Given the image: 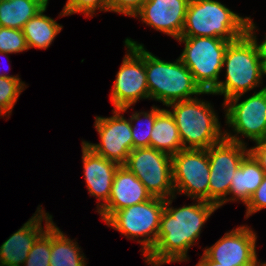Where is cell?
<instances>
[{
    "mask_svg": "<svg viewBox=\"0 0 266 266\" xmlns=\"http://www.w3.org/2000/svg\"><path fill=\"white\" fill-rule=\"evenodd\" d=\"M173 198L175 196L165 199L157 242L145 256L146 263L152 266L185 261L187 251L200 236L202 226L218 208L213 203L197 200L198 203L193 205L174 209L169 207Z\"/></svg>",
    "mask_w": 266,
    "mask_h": 266,
    "instance_id": "1",
    "label": "cell"
},
{
    "mask_svg": "<svg viewBox=\"0 0 266 266\" xmlns=\"http://www.w3.org/2000/svg\"><path fill=\"white\" fill-rule=\"evenodd\" d=\"M255 24L250 23V30L241 38L230 42L226 48L223 67L226 65V80L219 81L212 94L224 95V102L242 96L254 87H258L262 75L266 74L265 60L261 44L254 35Z\"/></svg>",
    "mask_w": 266,
    "mask_h": 266,
    "instance_id": "2",
    "label": "cell"
},
{
    "mask_svg": "<svg viewBox=\"0 0 266 266\" xmlns=\"http://www.w3.org/2000/svg\"><path fill=\"white\" fill-rule=\"evenodd\" d=\"M250 17H240L215 0H190L181 37H215L233 42L250 30Z\"/></svg>",
    "mask_w": 266,
    "mask_h": 266,
    "instance_id": "3",
    "label": "cell"
},
{
    "mask_svg": "<svg viewBox=\"0 0 266 266\" xmlns=\"http://www.w3.org/2000/svg\"><path fill=\"white\" fill-rule=\"evenodd\" d=\"M145 71L149 99L161 101L166 106L194 99L192 95L212 94L201 90L180 58L173 63L165 62L145 50Z\"/></svg>",
    "mask_w": 266,
    "mask_h": 266,
    "instance_id": "4",
    "label": "cell"
},
{
    "mask_svg": "<svg viewBox=\"0 0 266 266\" xmlns=\"http://www.w3.org/2000/svg\"><path fill=\"white\" fill-rule=\"evenodd\" d=\"M171 106L184 149H208L225 138L210 103L195 97L168 105Z\"/></svg>",
    "mask_w": 266,
    "mask_h": 266,
    "instance_id": "5",
    "label": "cell"
},
{
    "mask_svg": "<svg viewBox=\"0 0 266 266\" xmlns=\"http://www.w3.org/2000/svg\"><path fill=\"white\" fill-rule=\"evenodd\" d=\"M185 47L180 60L192 73L203 92H212L219 83V73L230 41L215 37H180Z\"/></svg>",
    "mask_w": 266,
    "mask_h": 266,
    "instance_id": "6",
    "label": "cell"
},
{
    "mask_svg": "<svg viewBox=\"0 0 266 266\" xmlns=\"http://www.w3.org/2000/svg\"><path fill=\"white\" fill-rule=\"evenodd\" d=\"M164 209L165 199L152 197L143 203L115 211L105 223L127 238L144 237L138 242L143 245V255L146 256L157 242L160 217Z\"/></svg>",
    "mask_w": 266,
    "mask_h": 266,
    "instance_id": "7",
    "label": "cell"
},
{
    "mask_svg": "<svg viewBox=\"0 0 266 266\" xmlns=\"http://www.w3.org/2000/svg\"><path fill=\"white\" fill-rule=\"evenodd\" d=\"M127 53L116 74L111 101L114 109L125 112L139 99L149 98V91L145 71V49L143 44L125 39Z\"/></svg>",
    "mask_w": 266,
    "mask_h": 266,
    "instance_id": "8",
    "label": "cell"
},
{
    "mask_svg": "<svg viewBox=\"0 0 266 266\" xmlns=\"http://www.w3.org/2000/svg\"><path fill=\"white\" fill-rule=\"evenodd\" d=\"M146 187L152 197L175 196L172 180V156L144 147L132 149L124 164Z\"/></svg>",
    "mask_w": 266,
    "mask_h": 266,
    "instance_id": "9",
    "label": "cell"
},
{
    "mask_svg": "<svg viewBox=\"0 0 266 266\" xmlns=\"http://www.w3.org/2000/svg\"><path fill=\"white\" fill-rule=\"evenodd\" d=\"M240 95L227 100L226 123L233 128L235 135L225 133V138L245 144L237 134L259 142L266 139V87L238 103Z\"/></svg>",
    "mask_w": 266,
    "mask_h": 266,
    "instance_id": "10",
    "label": "cell"
},
{
    "mask_svg": "<svg viewBox=\"0 0 266 266\" xmlns=\"http://www.w3.org/2000/svg\"><path fill=\"white\" fill-rule=\"evenodd\" d=\"M210 164L207 149H182L172 155L174 190L209 202Z\"/></svg>",
    "mask_w": 266,
    "mask_h": 266,
    "instance_id": "11",
    "label": "cell"
},
{
    "mask_svg": "<svg viewBox=\"0 0 266 266\" xmlns=\"http://www.w3.org/2000/svg\"><path fill=\"white\" fill-rule=\"evenodd\" d=\"M246 149L245 144L226 138L207 149L210 164L209 203L218 208L226 203L231 179L242 160L249 154Z\"/></svg>",
    "mask_w": 266,
    "mask_h": 266,
    "instance_id": "12",
    "label": "cell"
},
{
    "mask_svg": "<svg viewBox=\"0 0 266 266\" xmlns=\"http://www.w3.org/2000/svg\"><path fill=\"white\" fill-rule=\"evenodd\" d=\"M121 112V109H115L114 115L109 118L96 116L95 128L100 135L101 143L83 142L97 155L124 165L133 149V137L131 121L126 120Z\"/></svg>",
    "mask_w": 266,
    "mask_h": 266,
    "instance_id": "13",
    "label": "cell"
},
{
    "mask_svg": "<svg viewBox=\"0 0 266 266\" xmlns=\"http://www.w3.org/2000/svg\"><path fill=\"white\" fill-rule=\"evenodd\" d=\"M256 233L241 226L225 233L212 247L204 250L211 260L222 265L247 266L257 259Z\"/></svg>",
    "mask_w": 266,
    "mask_h": 266,
    "instance_id": "14",
    "label": "cell"
},
{
    "mask_svg": "<svg viewBox=\"0 0 266 266\" xmlns=\"http://www.w3.org/2000/svg\"><path fill=\"white\" fill-rule=\"evenodd\" d=\"M189 1L146 0L133 17H140L147 25L178 39L183 31Z\"/></svg>",
    "mask_w": 266,
    "mask_h": 266,
    "instance_id": "15",
    "label": "cell"
},
{
    "mask_svg": "<svg viewBox=\"0 0 266 266\" xmlns=\"http://www.w3.org/2000/svg\"><path fill=\"white\" fill-rule=\"evenodd\" d=\"M143 183L124 165H120L115 173L108 202L98 213L106 221L115 211L151 199Z\"/></svg>",
    "mask_w": 266,
    "mask_h": 266,
    "instance_id": "16",
    "label": "cell"
},
{
    "mask_svg": "<svg viewBox=\"0 0 266 266\" xmlns=\"http://www.w3.org/2000/svg\"><path fill=\"white\" fill-rule=\"evenodd\" d=\"M36 212L0 246V266H20L25 263L34 242L45 231L41 227V222L46 219L45 210L38 207Z\"/></svg>",
    "mask_w": 266,
    "mask_h": 266,
    "instance_id": "17",
    "label": "cell"
},
{
    "mask_svg": "<svg viewBox=\"0 0 266 266\" xmlns=\"http://www.w3.org/2000/svg\"><path fill=\"white\" fill-rule=\"evenodd\" d=\"M82 160L86 186L91 196H96L104 203L97 205L98 211L105 205L109 198L115 173L120 166L118 163L108 160L94 153L82 142Z\"/></svg>",
    "mask_w": 266,
    "mask_h": 266,
    "instance_id": "18",
    "label": "cell"
},
{
    "mask_svg": "<svg viewBox=\"0 0 266 266\" xmlns=\"http://www.w3.org/2000/svg\"><path fill=\"white\" fill-rule=\"evenodd\" d=\"M264 172L256 159L249 153L241 162L239 168L231 179L229 194L232 198L227 201L241 200L244 204L248 202L251 195L257 190L264 179Z\"/></svg>",
    "mask_w": 266,
    "mask_h": 266,
    "instance_id": "19",
    "label": "cell"
},
{
    "mask_svg": "<svg viewBox=\"0 0 266 266\" xmlns=\"http://www.w3.org/2000/svg\"><path fill=\"white\" fill-rule=\"evenodd\" d=\"M150 147L171 156L184 149L178 127L170 110L163 109L156 116L151 131Z\"/></svg>",
    "mask_w": 266,
    "mask_h": 266,
    "instance_id": "20",
    "label": "cell"
},
{
    "mask_svg": "<svg viewBox=\"0 0 266 266\" xmlns=\"http://www.w3.org/2000/svg\"><path fill=\"white\" fill-rule=\"evenodd\" d=\"M46 8L47 5L28 20L22 29L28 48L47 49L62 29L54 19L43 14Z\"/></svg>",
    "mask_w": 266,
    "mask_h": 266,
    "instance_id": "21",
    "label": "cell"
},
{
    "mask_svg": "<svg viewBox=\"0 0 266 266\" xmlns=\"http://www.w3.org/2000/svg\"><path fill=\"white\" fill-rule=\"evenodd\" d=\"M46 4L42 0H11L0 2V26L23 29L28 20Z\"/></svg>",
    "mask_w": 266,
    "mask_h": 266,
    "instance_id": "22",
    "label": "cell"
},
{
    "mask_svg": "<svg viewBox=\"0 0 266 266\" xmlns=\"http://www.w3.org/2000/svg\"><path fill=\"white\" fill-rule=\"evenodd\" d=\"M80 250L77 243L66 237L54 222L51 224L50 266H86Z\"/></svg>",
    "mask_w": 266,
    "mask_h": 266,
    "instance_id": "23",
    "label": "cell"
},
{
    "mask_svg": "<svg viewBox=\"0 0 266 266\" xmlns=\"http://www.w3.org/2000/svg\"><path fill=\"white\" fill-rule=\"evenodd\" d=\"M45 231L34 242L25 266H50L52 215L46 213Z\"/></svg>",
    "mask_w": 266,
    "mask_h": 266,
    "instance_id": "24",
    "label": "cell"
},
{
    "mask_svg": "<svg viewBox=\"0 0 266 266\" xmlns=\"http://www.w3.org/2000/svg\"><path fill=\"white\" fill-rule=\"evenodd\" d=\"M163 109H160L158 107L153 106L150 113L148 112H135L132 114L130 121H131V132L133 137V149L136 148H144V147H150V137H151V131L153 129V125L155 123L156 116L162 111ZM143 115V118L147 122L144 123L140 116ZM141 121L142 124H144L139 131L138 127L136 125H133V122ZM140 124V123H139ZM141 124V126H142Z\"/></svg>",
    "mask_w": 266,
    "mask_h": 266,
    "instance_id": "25",
    "label": "cell"
},
{
    "mask_svg": "<svg viewBox=\"0 0 266 266\" xmlns=\"http://www.w3.org/2000/svg\"><path fill=\"white\" fill-rule=\"evenodd\" d=\"M20 78L0 77V115H10L19 95L24 90Z\"/></svg>",
    "mask_w": 266,
    "mask_h": 266,
    "instance_id": "26",
    "label": "cell"
},
{
    "mask_svg": "<svg viewBox=\"0 0 266 266\" xmlns=\"http://www.w3.org/2000/svg\"><path fill=\"white\" fill-rule=\"evenodd\" d=\"M26 38L21 29L0 26V55L28 50Z\"/></svg>",
    "mask_w": 266,
    "mask_h": 266,
    "instance_id": "27",
    "label": "cell"
},
{
    "mask_svg": "<svg viewBox=\"0 0 266 266\" xmlns=\"http://www.w3.org/2000/svg\"><path fill=\"white\" fill-rule=\"evenodd\" d=\"M96 9L108 11V0H67L60 15L67 16L74 13L83 12L86 16H93Z\"/></svg>",
    "mask_w": 266,
    "mask_h": 266,
    "instance_id": "28",
    "label": "cell"
},
{
    "mask_svg": "<svg viewBox=\"0 0 266 266\" xmlns=\"http://www.w3.org/2000/svg\"><path fill=\"white\" fill-rule=\"evenodd\" d=\"M146 0H108V11L135 16Z\"/></svg>",
    "mask_w": 266,
    "mask_h": 266,
    "instance_id": "29",
    "label": "cell"
},
{
    "mask_svg": "<svg viewBox=\"0 0 266 266\" xmlns=\"http://www.w3.org/2000/svg\"><path fill=\"white\" fill-rule=\"evenodd\" d=\"M246 217H249L253 213L266 208V175L257 190L251 195V198L245 204Z\"/></svg>",
    "mask_w": 266,
    "mask_h": 266,
    "instance_id": "30",
    "label": "cell"
},
{
    "mask_svg": "<svg viewBox=\"0 0 266 266\" xmlns=\"http://www.w3.org/2000/svg\"><path fill=\"white\" fill-rule=\"evenodd\" d=\"M249 153L256 159L266 175V139L256 142V146L250 148Z\"/></svg>",
    "mask_w": 266,
    "mask_h": 266,
    "instance_id": "31",
    "label": "cell"
},
{
    "mask_svg": "<svg viewBox=\"0 0 266 266\" xmlns=\"http://www.w3.org/2000/svg\"><path fill=\"white\" fill-rule=\"evenodd\" d=\"M196 266H234V265H222L220 263H216L211 261L204 253L200 261Z\"/></svg>",
    "mask_w": 266,
    "mask_h": 266,
    "instance_id": "32",
    "label": "cell"
},
{
    "mask_svg": "<svg viewBox=\"0 0 266 266\" xmlns=\"http://www.w3.org/2000/svg\"><path fill=\"white\" fill-rule=\"evenodd\" d=\"M261 46H262V50H263L264 59H266V39L261 43Z\"/></svg>",
    "mask_w": 266,
    "mask_h": 266,
    "instance_id": "33",
    "label": "cell"
},
{
    "mask_svg": "<svg viewBox=\"0 0 266 266\" xmlns=\"http://www.w3.org/2000/svg\"><path fill=\"white\" fill-rule=\"evenodd\" d=\"M247 266H261V265H260V262H258V260L256 259L253 263H251Z\"/></svg>",
    "mask_w": 266,
    "mask_h": 266,
    "instance_id": "34",
    "label": "cell"
},
{
    "mask_svg": "<svg viewBox=\"0 0 266 266\" xmlns=\"http://www.w3.org/2000/svg\"><path fill=\"white\" fill-rule=\"evenodd\" d=\"M0 77L18 78V76H9L6 73L5 74H0Z\"/></svg>",
    "mask_w": 266,
    "mask_h": 266,
    "instance_id": "35",
    "label": "cell"
},
{
    "mask_svg": "<svg viewBox=\"0 0 266 266\" xmlns=\"http://www.w3.org/2000/svg\"><path fill=\"white\" fill-rule=\"evenodd\" d=\"M46 5H48V0H42Z\"/></svg>",
    "mask_w": 266,
    "mask_h": 266,
    "instance_id": "36",
    "label": "cell"
},
{
    "mask_svg": "<svg viewBox=\"0 0 266 266\" xmlns=\"http://www.w3.org/2000/svg\"><path fill=\"white\" fill-rule=\"evenodd\" d=\"M261 266H266V262L265 263H260Z\"/></svg>",
    "mask_w": 266,
    "mask_h": 266,
    "instance_id": "37",
    "label": "cell"
}]
</instances>
